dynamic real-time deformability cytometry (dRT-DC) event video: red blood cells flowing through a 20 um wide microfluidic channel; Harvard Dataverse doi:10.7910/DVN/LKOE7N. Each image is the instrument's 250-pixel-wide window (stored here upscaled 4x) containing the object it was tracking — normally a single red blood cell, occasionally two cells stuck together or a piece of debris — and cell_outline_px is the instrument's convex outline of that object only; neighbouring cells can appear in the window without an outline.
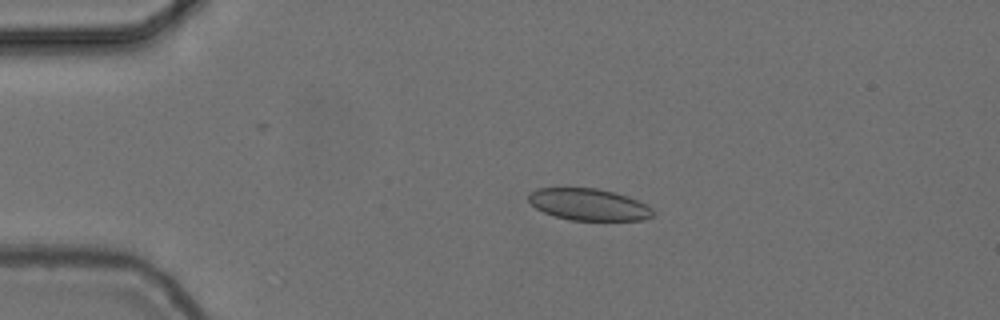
{"species": "common noctule bat (a hibernating species)", "species_latin": "Nyctalus noctula", "temperature_condition": "cold", "stored_images_in_passage": 54, "camera_frame_rate_fps": 3000, "um_per_image_px": 0.085, "animal": {"sex": "female", "body_mass_g": 24.6, "forearm_length_mm": 56.2}, "frame": {"image": 1, "passage_image": 11, "time_ms": 3.333, "image_size_px": [1000, 320], "cell_outline_px": [[656, 212], [652, 216], [644, 220], [568, 220], [544, 212], [536, 208], [528, 200], [528, 196], [536, 188], [596, 188], [628, 196], [652, 208]], "centroid_in_image_um": [50.05, 17.39], "position_along_channel_um": 35.0, "area_um2": 22.89}}
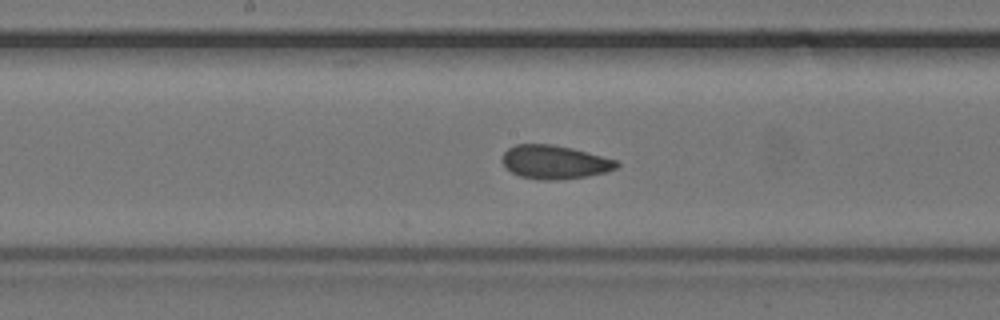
{"frame": {"image": 2, "passage_image": 28, "time_ms": 9.0, "image_size_px": [1000, 320], "cell_outline_px": [[620, 164], [616, 168], [608, 172], [588, 176], [556, 180], [540, 180], [520, 176], [504, 168], [500, 160], [504, 152], [508, 148], [516, 144], [552, 144], [572, 148], [616, 160]], "centroid_in_image_um": [47.1, 13.78], "position_along_channel_um": 201.1, "area_um2": 22.6}}
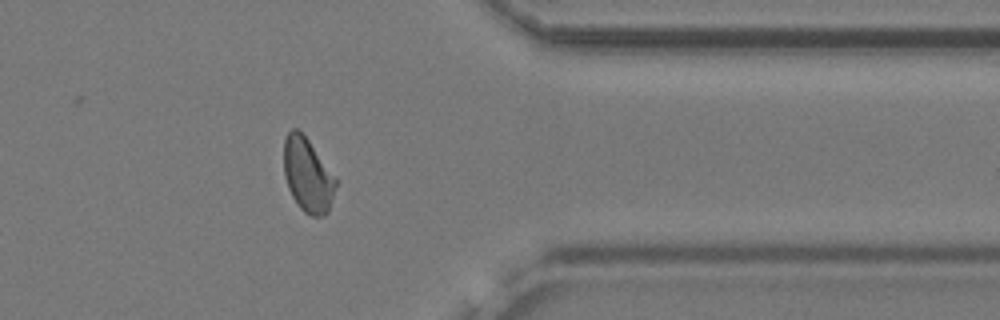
{"frame": {"image": 3, "passage_image": 44, "time_ms": 14.333, "image_size_px": [1000, 320], "cell_outline_px": [[340, 180], [328, 212], [320, 216], [312, 216], [304, 212], [300, 208], [292, 196], [288, 188], [284, 176], [284, 140], [288, 132], [292, 128], [296, 128], [308, 140]], "centroid_in_image_um": [26.19, 14.9], "position_along_channel_um": 385.2, "area_um2": 22.77}, "authors_computed_cell_mechanics": {"area_um2": 22.8888, "velocity_mm_per_s": 3.7075, "shape_relaxation_time_tau1_ms": 7.2327, "shape_relaxation_time_tau2_ms": 1.7585, "deformation_change_tau1": 0.114, "deformation_change_tau2": 0.0736}}